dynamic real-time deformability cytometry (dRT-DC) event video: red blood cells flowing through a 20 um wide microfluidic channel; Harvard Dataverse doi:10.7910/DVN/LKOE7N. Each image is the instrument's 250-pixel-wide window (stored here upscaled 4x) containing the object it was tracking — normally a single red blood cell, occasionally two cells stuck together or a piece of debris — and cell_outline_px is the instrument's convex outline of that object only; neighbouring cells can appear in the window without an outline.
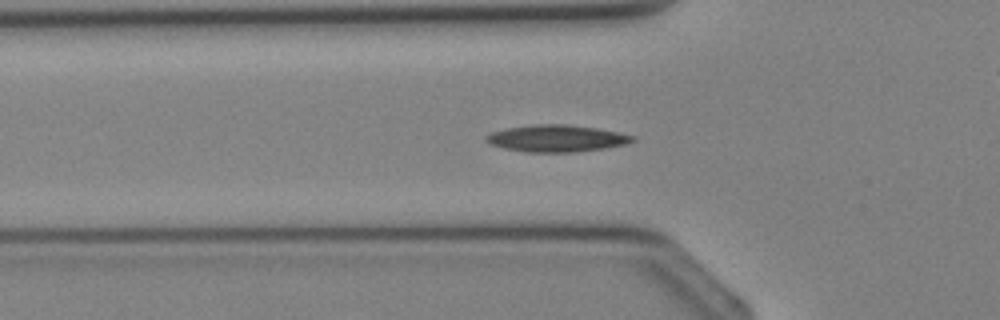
{"species": "Egyptian fruit bat (a non-hibernating species)", "species_latin": "Rousettus aegyptiacus", "temperature_condition": "cold", "stored_images_in_passage": 31, "camera_frame_rate_fps": 3000, "um_per_image_px": 0.085, "animal": {"sex": "female"}, "frame": {"image": 1, "passage_image": 6, "time_ms": 1.667, "image_size_px": [1000, 320], "cell_outline_px": [[636, 140], [624, 144], [604, 148], [576, 152], [524, 152], [504, 148], [488, 144], [484, 140], [484, 136], [492, 132], [508, 128], [536, 124], [564, 124], [596, 128], [636, 136]], "centroid_in_image_um": [47.27, 11.77], "position_along_channel_um": 78.5, "area_um2": 22.89}}
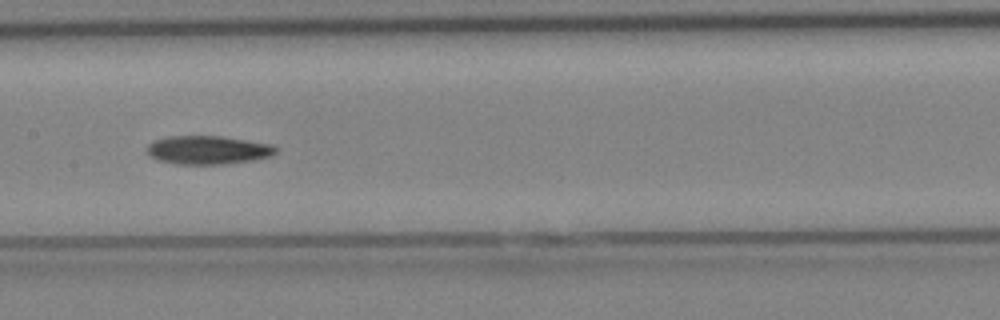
{"frame": {"image": 2, "passage_image": 12, "time_ms": 3.667, "image_size_px": [1000, 320], "cell_outline_px": [[280, 148], [272, 156], [252, 160], [224, 164], [176, 164], [160, 160], [152, 156], [148, 152], [148, 144], [152, 140], [168, 136], [220, 136], [272, 144]], "centroid_in_image_um": [17.71, 12.74], "position_along_channel_um": 189.7, "area_um2": 21.39}}
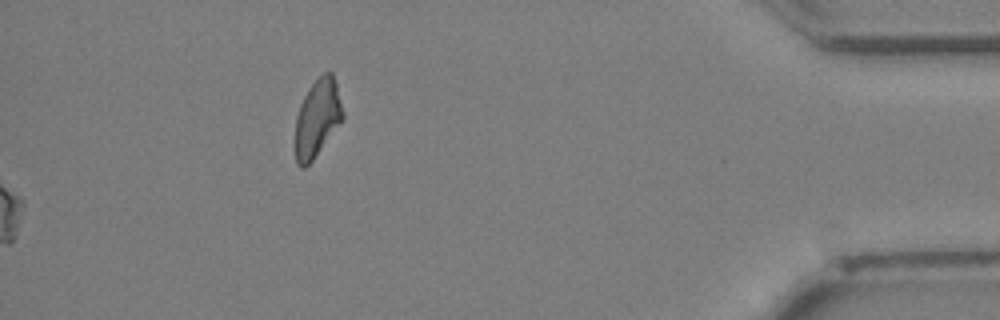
{"frame": {"image": 3, "passage_image": 31, "time_ms": 10.0, "image_size_px": [1000, 320], "cell_outline_px": [[344, 116], [312, 160], [304, 168], [300, 168], [296, 164], [296, 116], [300, 104], [308, 88], [324, 72], [332, 72], [336, 84], [344, 112]], "centroid_in_image_um": [26.96, 10.02], "position_along_channel_um": 408.2, "area_um2": 20.98}}